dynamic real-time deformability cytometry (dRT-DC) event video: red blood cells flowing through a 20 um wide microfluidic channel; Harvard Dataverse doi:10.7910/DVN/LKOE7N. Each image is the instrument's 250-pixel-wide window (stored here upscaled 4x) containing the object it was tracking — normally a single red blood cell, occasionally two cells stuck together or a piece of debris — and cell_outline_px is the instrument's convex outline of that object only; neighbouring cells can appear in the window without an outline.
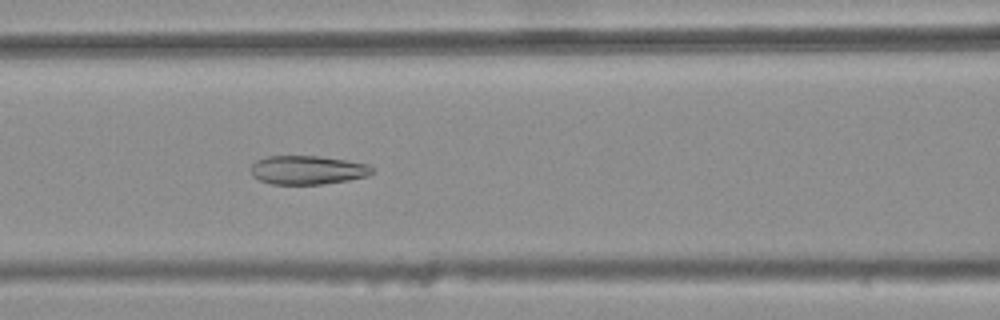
{"species": "common noctule bat (a hibernating species)", "species_latin": "Nyctalus noctula", "temperature_condition": "warm", "stored_images_in_passage": 43, "camera_frame_rate_fps": 3000, "um_per_image_px": 0.085, "animal": {"sex": "female", "body_mass_g": 25.1}, "frame": {"image": 1, "passage_image": 20, "time_ms": 6.333, "image_size_px": [1000, 320], "cell_outline_px": [[372, 172], [368, 176], [348, 180], [320, 184], [272, 184], [260, 180], [252, 176], [252, 164], [256, 160], [268, 156], [320, 156], [368, 164], [372, 168]], "centroid_in_image_um": [26.13, 14.45], "position_along_channel_um": 140.5, "area_um2": 20.17}}
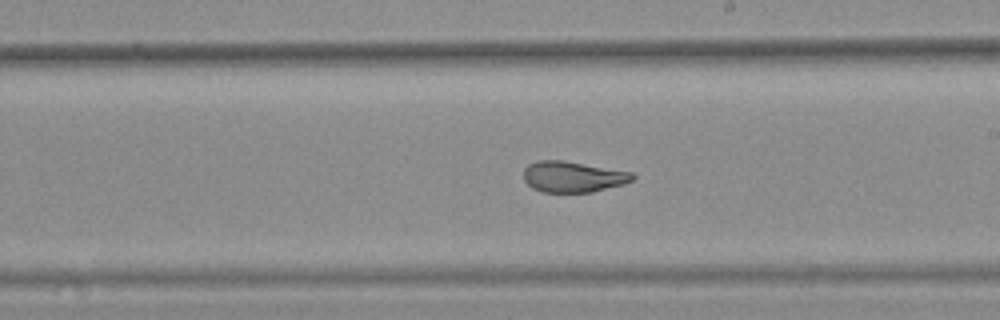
{"frame": {"image": 2, "passage_image": 28, "time_ms": 9.0, "image_size_px": [1000, 320], "cell_outline_px": [[636, 176], [632, 180], [624, 184], [592, 192], [540, 192], [532, 188], [524, 180], [524, 168], [528, 164], [536, 160], [564, 160], [632, 172]], "centroid_in_image_um": [48.68, 15.02], "position_along_channel_um": 240.3, "area_um2": 19.77}}
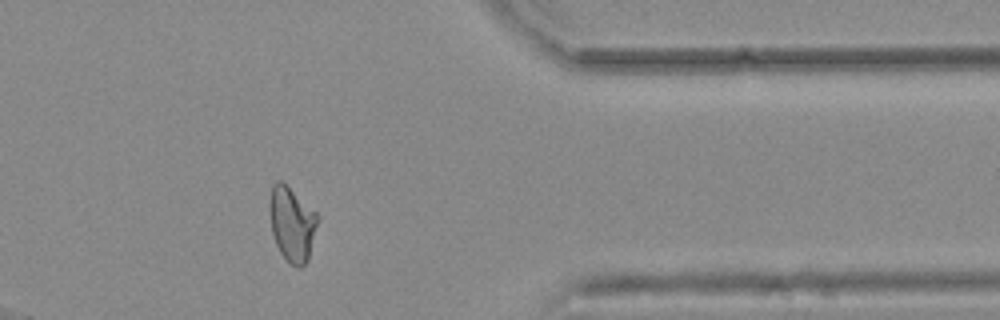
{"frame": {"image": 3, "passage_image": 41, "time_ms": 13.333, "image_size_px": [1000, 320], "cell_outline_px": [[320, 216], [308, 260], [300, 268], [296, 268], [280, 252], [276, 244], [272, 232], [268, 208], [268, 204], [272, 184], [276, 180], [280, 180], [316, 212]], "centroid_in_image_um": [24.81, 19.03], "position_along_channel_um": 386.6, "area_um2": 20.87}, "authors_computed_cell_mechanics": {"area_um2": 20.9236, "velocity_mm_per_s": 3.7542, "shape_relaxation_time_tau1_ms": null, "shape_relaxation_time_tau2_ms": 1.3388, "deformation_change_tau1": null, "deformation_change_tau2": 0.087}}